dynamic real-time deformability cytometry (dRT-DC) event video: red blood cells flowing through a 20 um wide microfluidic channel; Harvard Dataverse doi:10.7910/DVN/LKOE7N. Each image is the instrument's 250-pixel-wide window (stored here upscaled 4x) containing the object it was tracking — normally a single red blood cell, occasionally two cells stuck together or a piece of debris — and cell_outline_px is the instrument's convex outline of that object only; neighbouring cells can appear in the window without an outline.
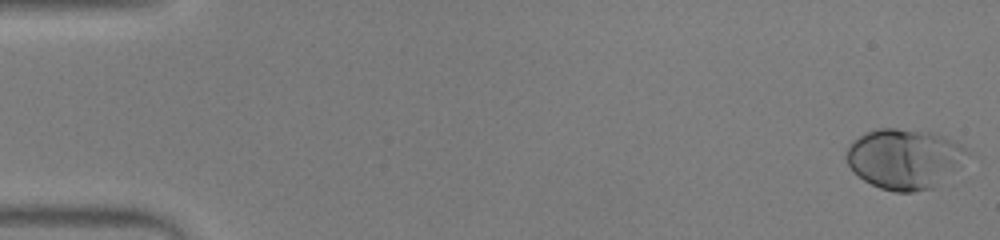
{"species": "human", "species_latin": "Homo sapiens", "temperature_condition": "warm", "stored_images_in_passage": 53, "camera_frame_rate_fps": 3000, "um_per_image_px": 0.085, "donor": {"sex": "male"}, "frame": {"image": 1, "passage_image": 1, "time_ms": 0.0, "image_size_px": [1000, 240], "cell_outline_px": [[972, 156], [932, 188], [912, 192], [896, 192], [880, 188], [864, 180], [852, 172], [844, 156], [848, 144], [852, 140], [864, 132], [876, 128], [896, 128], [932, 132], [960, 144]], "centroid_in_image_um": [76.83, 13.48], "position_along_channel_um": 8.2, "area_um2": 42.6}}
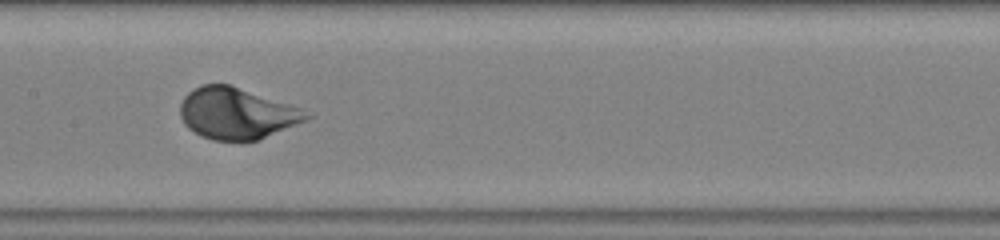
{"frame": {"image": 2, "passage_image": 27, "time_ms": 8.667, "image_size_px": [1000, 240], "cell_outline_px": [[312, 116], [304, 120], [256, 140], [212, 140], [200, 136], [188, 128], [184, 124], [180, 116], [180, 104], [184, 96], [188, 92], [200, 84], [232, 84], [300, 108]], "centroid_in_image_um": [20.04, 9.61], "position_along_channel_um": 187.4, "area_um2": 37.4}}
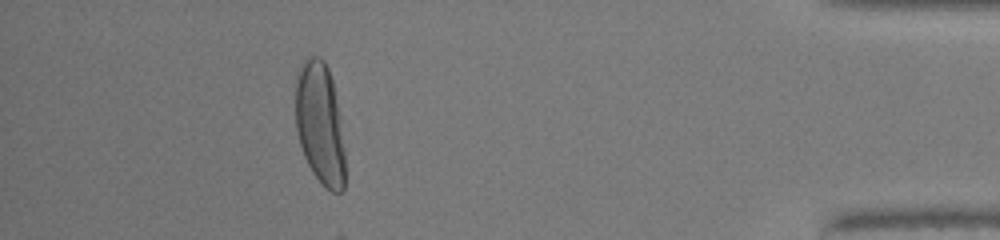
{"frame": {"image": 3, "passage_image": 48, "time_ms": 15.667, "image_size_px": [1000, 240], "cell_outline_px": [[344, 192], [332, 192], [324, 188], [312, 172], [304, 156], [300, 144], [296, 128], [296, 72], [304, 60], [308, 56], [316, 56], [324, 60], [328, 68], [332, 80], [340, 116], [344, 148]], "centroid_in_image_um": [27.19, 10.51], "position_along_channel_um": 408.0, "area_um2": 35.43}}